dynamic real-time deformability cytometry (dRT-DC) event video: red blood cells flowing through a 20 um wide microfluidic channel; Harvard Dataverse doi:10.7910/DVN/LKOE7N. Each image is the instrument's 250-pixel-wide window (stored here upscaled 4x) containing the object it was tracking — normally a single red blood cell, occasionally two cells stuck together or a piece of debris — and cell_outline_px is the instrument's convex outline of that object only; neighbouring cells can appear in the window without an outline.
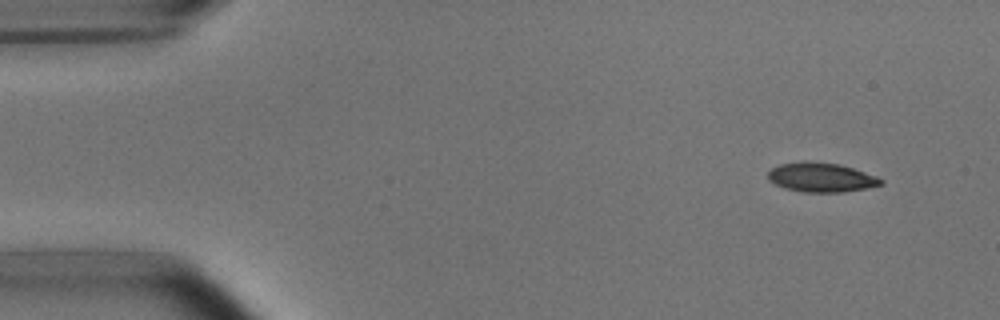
{"species": "common noctule bat (a hibernating species)", "species_latin": "Nyctalus noctula", "temperature_condition": "room temperature", "stored_images_in_passage": 4, "camera_frame_rate_fps": 3000, "um_per_image_px": 0.085, "animal": {"sex": "male", "body_mass_g": 15.6}, "frame": {"image": 1, "passage_image": 1, "time_ms": 0.0, "image_size_px": [1000, 320], "cell_outline_px": [[884, 184], [844, 192], [804, 192], [784, 188], [768, 180], [768, 172], [772, 168], [780, 164], [804, 160], [808, 160], [840, 164], [876, 176], [884, 180]], "centroid_in_image_um": [69.78, 15.06], "position_along_channel_um": 15.2, "area_um2": 19.36}}
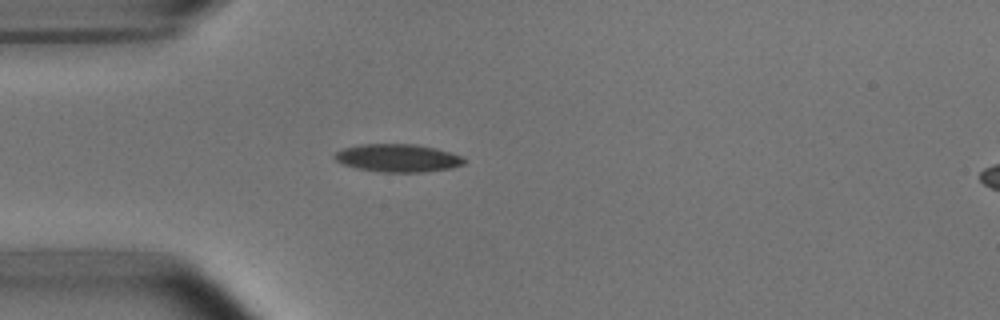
{"frame": {"image": 2, "passage_image": 4, "time_ms": 1.0, "image_size_px": [1000, 320], "cell_outline_px": [[468, 160], [464, 164], [452, 168], [424, 172], [380, 172], [356, 168], [344, 164], [336, 160], [332, 156], [336, 152], [344, 148], [360, 144], [416, 144], [436, 148], [460, 156]], "centroid_in_image_um": [33.82, 13.43], "position_along_channel_um": 51.2, "area_um2": 21.1}}